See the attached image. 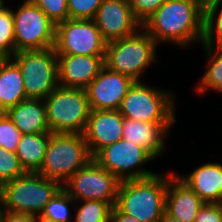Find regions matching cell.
Returning a JSON list of instances; mask_svg holds the SVG:
<instances>
[{"mask_svg": "<svg viewBox=\"0 0 222 222\" xmlns=\"http://www.w3.org/2000/svg\"><path fill=\"white\" fill-rule=\"evenodd\" d=\"M142 28L158 45L173 43L186 48L195 42L202 44L204 7L197 0H167L142 24Z\"/></svg>", "mask_w": 222, "mask_h": 222, "instance_id": "cell-1", "label": "cell"}, {"mask_svg": "<svg viewBox=\"0 0 222 222\" xmlns=\"http://www.w3.org/2000/svg\"><path fill=\"white\" fill-rule=\"evenodd\" d=\"M168 173L120 181L115 206L139 222H159L165 212Z\"/></svg>", "mask_w": 222, "mask_h": 222, "instance_id": "cell-2", "label": "cell"}, {"mask_svg": "<svg viewBox=\"0 0 222 222\" xmlns=\"http://www.w3.org/2000/svg\"><path fill=\"white\" fill-rule=\"evenodd\" d=\"M62 188L38 172H26L0 186L1 210L39 217L46 204Z\"/></svg>", "mask_w": 222, "mask_h": 222, "instance_id": "cell-3", "label": "cell"}, {"mask_svg": "<svg viewBox=\"0 0 222 222\" xmlns=\"http://www.w3.org/2000/svg\"><path fill=\"white\" fill-rule=\"evenodd\" d=\"M157 45L154 38L140 28L133 35L107 43L105 66L140 82L145 69L158 62Z\"/></svg>", "mask_w": 222, "mask_h": 222, "instance_id": "cell-4", "label": "cell"}, {"mask_svg": "<svg viewBox=\"0 0 222 222\" xmlns=\"http://www.w3.org/2000/svg\"><path fill=\"white\" fill-rule=\"evenodd\" d=\"M92 159L84 134L52 133L38 173L62 185Z\"/></svg>", "mask_w": 222, "mask_h": 222, "instance_id": "cell-5", "label": "cell"}, {"mask_svg": "<svg viewBox=\"0 0 222 222\" xmlns=\"http://www.w3.org/2000/svg\"><path fill=\"white\" fill-rule=\"evenodd\" d=\"M44 101L51 133L85 132L91 111L85 89L58 85Z\"/></svg>", "mask_w": 222, "mask_h": 222, "instance_id": "cell-6", "label": "cell"}, {"mask_svg": "<svg viewBox=\"0 0 222 222\" xmlns=\"http://www.w3.org/2000/svg\"><path fill=\"white\" fill-rule=\"evenodd\" d=\"M175 98V99H174ZM176 97L171 92L135 82L118 109L124 118L148 123H176Z\"/></svg>", "mask_w": 222, "mask_h": 222, "instance_id": "cell-7", "label": "cell"}, {"mask_svg": "<svg viewBox=\"0 0 222 222\" xmlns=\"http://www.w3.org/2000/svg\"><path fill=\"white\" fill-rule=\"evenodd\" d=\"M10 59L20 69L27 98L44 100L59 85L54 47L19 51Z\"/></svg>", "mask_w": 222, "mask_h": 222, "instance_id": "cell-8", "label": "cell"}, {"mask_svg": "<svg viewBox=\"0 0 222 222\" xmlns=\"http://www.w3.org/2000/svg\"><path fill=\"white\" fill-rule=\"evenodd\" d=\"M12 9L16 52L54 47L56 24L28 0Z\"/></svg>", "mask_w": 222, "mask_h": 222, "instance_id": "cell-9", "label": "cell"}, {"mask_svg": "<svg viewBox=\"0 0 222 222\" xmlns=\"http://www.w3.org/2000/svg\"><path fill=\"white\" fill-rule=\"evenodd\" d=\"M93 159L120 181L146 178L157 173L141 168L155 158L143 147L123 138L100 149Z\"/></svg>", "mask_w": 222, "mask_h": 222, "instance_id": "cell-10", "label": "cell"}, {"mask_svg": "<svg viewBox=\"0 0 222 222\" xmlns=\"http://www.w3.org/2000/svg\"><path fill=\"white\" fill-rule=\"evenodd\" d=\"M119 183L114 174L92 159L63 183L62 189L75 201H104L113 207L117 201Z\"/></svg>", "mask_w": 222, "mask_h": 222, "instance_id": "cell-11", "label": "cell"}, {"mask_svg": "<svg viewBox=\"0 0 222 222\" xmlns=\"http://www.w3.org/2000/svg\"><path fill=\"white\" fill-rule=\"evenodd\" d=\"M106 45L94 20L67 19L56 24L57 55L105 56Z\"/></svg>", "mask_w": 222, "mask_h": 222, "instance_id": "cell-12", "label": "cell"}, {"mask_svg": "<svg viewBox=\"0 0 222 222\" xmlns=\"http://www.w3.org/2000/svg\"><path fill=\"white\" fill-rule=\"evenodd\" d=\"M136 81L104 66L85 88L91 110H118Z\"/></svg>", "mask_w": 222, "mask_h": 222, "instance_id": "cell-13", "label": "cell"}, {"mask_svg": "<svg viewBox=\"0 0 222 222\" xmlns=\"http://www.w3.org/2000/svg\"><path fill=\"white\" fill-rule=\"evenodd\" d=\"M93 20L107 43L133 35L142 28L128 0H103Z\"/></svg>", "mask_w": 222, "mask_h": 222, "instance_id": "cell-14", "label": "cell"}, {"mask_svg": "<svg viewBox=\"0 0 222 222\" xmlns=\"http://www.w3.org/2000/svg\"><path fill=\"white\" fill-rule=\"evenodd\" d=\"M124 117L118 110H91L84 137L94 156L100 149L122 139Z\"/></svg>", "mask_w": 222, "mask_h": 222, "instance_id": "cell-15", "label": "cell"}, {"mask_svg": "<svg viewBox=\"0 0 222 222\" xmlns=\"http://www.w3.org/2000/svg\"><path fill=\"white\" fill-rule=\"evenodd\" d=\"M60 86L85 89L105 66V56L57 55Z\"/></svg>", "mask_w": 222, "mask_h": 222, "instance_id": "cell-16", "label": "cell"}, {"mask_svg": "<svg viewBox=\"0 0 222 222\" xmlns=\"http://www.w3.org/2000/svg\"><path fill=\"white\" fill-rule=\"evenodd\" d=\"M205 202L176 173L168 172L165 212L179 222H194Z\"/></svg>", "mask_w": 222, "mask_h": 222, "instance_id": "cell-17", "label": "cell"}, {"mask_svg": "<svg viewBox=\"0 0 222 222\" xmlns=\"http://www.w3.org/2000/svg\"><path fill=\"white\" fill-rule=\"evenodd\" d=\"M173 125L124 118L122 138L143 147L156 159L166 150L165 139Z\"/></svg>", "mask_w": 222, "mask_h": 222, "instance_id": "cell-18", "label": "cell"}, {"mask_svg": "<svg viewBox=\"0 0 222 222\" xmlns=\"http://www.w3.org/2000/svg\"><path fill=\"white\" fill-rule=\"evenodd\" d=\"M177 176L185 182L205 203H222V163L200 165L189 175Z\"/></svg>", "mask_w": 222, "mask_h": 222, "instance_id": "cell-19", "label": "cell"}, {"mask_svg": "<svg viewBox=\"0 0 222 222\" xmlns=\"http://www.w3.org/2000/svg\"><path fill=\"white\" fill-rule=\"evenodd\" d=\"M5 113L22 134L50 132L44 100L28 98Z\"/></svg>", "mask_w": 222, "mask_h": 222, "instance_id": "cell-20", "label": "cell"}, {"mask_svg": "<svg viewBox=\"0 0 222 222\" xmlns=\"http://www.w3.org/2000/svg\"><path fill=\"white\" fill-rule=\"evenodd\" d=\"M51 132L22 134L16 155L26 172H38L45 158Z\"/></svg>", "mask_w": 222, "mask_h": 222, "instance_id": "cell-21", "label": "cell"}, {"mask_svg": "<svg viewBox=\"0 0 222 222\" xmlns=\"http://www.w3.org/2000/svg\"><path fill=\"white\" fill-rule=\"evenodd\" d=\"M19 67L8 58L0 68V107L8 108L28 99Z\"/></svg>", "mask_w": 222, "mask_h": 222, "instance_id": "cell-22", "label": "cell"}, {"mask_svg": "<svg viewBox=\"0 0 222 222\" xmlns=\"http://www.w3.org/2000/svg\"><path fill=\"white\" fill-rule=\"evenodd\" d=\"M206 51L207 69L201 76L199 83L194 88L198 94L208 90L222 93V48L202 45Z\"/></svg>", "mask_w": 222, "mask_h": 222, "instance_id": "cell-23", "label": "cell"}, {"mask_svg": "<svg viewBox=\"0 0 222 222\" xmlns=\"http://www.w3.org/2000/svg\"><path fill=\"white\" fill-rule=\"evenodd\" d=\"M201 45L222 48V0L204 8V37Z\"/></svg>", "mask_w": 222, "mask_h": 222, "instance_id": "cell-24", "label": "cell"}, {"mask_svg": "<svg viewBox=\"0 0 222 222\" xmlns=\"http://www.w3.org/2000/svg\"><path fill=\"white\" fill-rule=\"evenodd\" d=\"M75 200L62 188L46 204L43 212L38 217L40 222H74L71 221L70 205L73 206Z\"/></svg>", "mask_w": 222, "mask_h": 222, "instance_id": "cell-25", "label": "cell"}, {"mask_svg": "<svg viewBox=\"0 0 222 222\" xmlns=\"http://www.w3.org/2000/svg\"><path fill=\"white\" fill-rule=\"evenodd\" d=\"M75 212L74 222H110L112 206L104 201L83 200Z\"/></svg>", "mask_w": 222, "mask_h": 222, "instance_id": "cell-26", "label": "cell"}, {"mask_svg": "<svg viewBox=\"0 0 222 222\" xmlns=\"http://www.w3.org/2000/svg\"><path fill=\"white\" fill-rule=\"evenodd\" d=\"M0 52L11 58L16 53L12 9L0 10Z\"/></svg>", "mask_w": 222, "mask_h": 222, "instance_id": "cell-27", "label": "cell"}, {"mask_svg": "<svg viewBox=\"0 0 222 222\" xmlns=\"http://www.w3.org/2000/svg\"><path fill=\"white\" fill-rule=\"evenodd\" d=\"M25 173L26 171L21 166L16 152L0 146V186Z\"/></svg>", "mask_w": 222, "mask_h": 222, "instance_id": "cell-28", "label": "cell"}, {"mask_svg": "<svg viewBox=\"0 0 222 222\" xmlns=\"http://www.w3.org/2000/svg\"><path fill=\"white\" fill-rule=\"evenodd\" d=\"M22 133L6 113L0 114V146L16 152Z\"/></svg>", "mask_w": 222, "mask_h": 222, "instance_id": "cell-29", "label": "cell"}, {"mask_svg": "<svg viewBox=\"0 0 222 222\" xmlns=\"http://www.w3.org/2000/svg\"><path fill=\"white\" fill-rule=\"evenodd\" d=\"M38 6L55 24L69 19L67 0H28Z\"/></svg>", "mask_w": 222, "mask_h": 222, "instance_id": "cell-30", "label": "cell"}, {"mask_svg": "<svg viewBox=\"0 0 222 222\" xmlns=\"http://www.w3.org/2000/svg\"><path fill=\"white\" fill-rule=\"evenodd\" d=\"M103 0H67L69 19L93 20Z\"/></svg>", "mask_w": 222, "mask_h": 222, "instance_id": "cell-31", "label": "cell"}, {"mask_svg": "<svg viewBox=\"0 0 222 222\" xmlns=\"http://www.w3.org/2000/svg\"><path fill=\"white\" fill-rule=\"evenodd\" d=\"M135 18L143 24L167 0H128Z\"/></svg>", "mask_w": 222, "mask_h": 222, "instance_id": "cell-32", "label": "cell"}, {"mask_svg": "<svg viewBox=\"0 0 222 222\" xmlns=\"http://www.w3.org/2000/svg\"><path fill=\"white\" fill-rule=\"evenodd\" d=\"M194 222H222V203H204Z\"/></svg>", "mask_w": 222, "mask_h": 222, "instance_id": "cell-33", "label": "cell"}, {"mask_svg": "<svg viewBox=\"0 0 222 222\" xmlns=\"http://www.w3.org/2000/svg\"><path fill=\"white\" fill-rule=\"evenodd\" d=\"M0 222H40V221L38 217L30 214L1 210Z\"/></svg>", "mask_w": 222, "mask_h": 222, "instance_id": "cell-34", "label": "cell"}, {"mask_svg": "<svg viewBox=\"0 0 222 222\" xmlns=\"http://www.w3.org/2000/svg\"><path fill=\"white\" fill-rule=\"evenodd\" d=\"M110 222H139L132 216L122 213L116 206L111 210Z\"/></svg>", "mask_w": 222, "mask_h": 222, "instance_id": "cell-35", "label": "cell"}, {"mask_svg": "<svg viewBox=\"0 0 222 222\" xmlns=\"http://www.w3.org/2000/svg\"><path fill=\"white\" fill-rule=\"evenodd\" d=\"M159 222H179V221H177L175 218L164 212Z\"/></svg>", "mask_w": 222, "mask_h": 222, "instance_id": "cell-36", "label": "cell"}, {"mask_svg": "<svg viewBox=\"0 0 222 222\" xmlns=\"http://www.w3.org/2000/svg\"><path fill=\"white\" fill-rule=\"evenodd\" d=\"M197 1L205 8L207 5L218 0H197Z\"/></svg>", "mask_w": 222, "mask_h": 222, "instance_id": "cell-37", "label": "cell"}, {"mask_svg": "<svg viewBox=\"0 0 222 222\" xmlns=\"http://www.w3.org/2000/svg\"><path fill=\"white\" fill-rule=\"evenodd\" d=\"M8 57L0 52V68L7 61Z\"/></svg>", "mask_w": 222, "mask_h": 222, "instance_id": "cell-38", "label": "cell"}, {"mask_svg": "<svg viewBox=\"0 0 222 222\" xmlns=\"http://www.w3.org/2000/svg\"><path fill=\"white\" fill-rule=\"evenodd\" d=\"M6 1H8V0H0V10L4 7V6H6Z\"/></svg>", "mask_w": 222, "mask_h": 222, "instance_id": "cell-39", "label": "cell"}, {"mask_svg": "<svg viewBox=\"0 0 222 222\" xmlns=\"http://www.w3.org/2000/svg\"><path fill=\"white\" fill-rule=\"evenodd\" d=\"M5 113V111L0 107V114Z\"/></svg>", "mask_w": 222, "mask_h": 222, "instance_id": "cell-40", "label": "cell"}]
</instances>
